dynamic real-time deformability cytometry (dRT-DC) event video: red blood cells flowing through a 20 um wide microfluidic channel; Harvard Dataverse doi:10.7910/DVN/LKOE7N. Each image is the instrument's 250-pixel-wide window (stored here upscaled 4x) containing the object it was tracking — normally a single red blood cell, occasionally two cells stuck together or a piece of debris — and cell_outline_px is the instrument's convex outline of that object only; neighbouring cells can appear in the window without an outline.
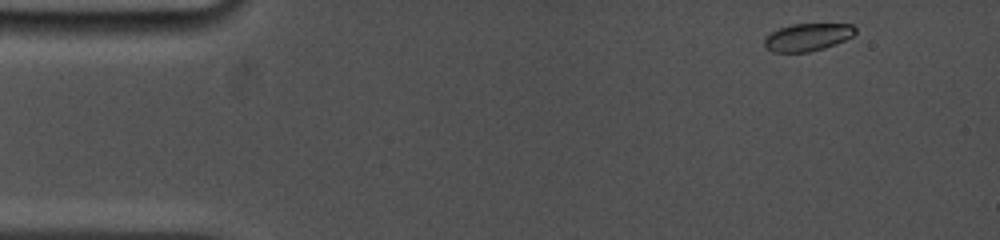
{"species": "common noctule bat (a hibernating species)", "species_latin": "Nyctalus noctula", "temperature_condition": "cold", "stored_images_in_passage": 14, "camera_frame_rate_fps": 5000, "um_per_image_px": 0.085, "animal": {"sex": "female", "body_mass_g": 19.0, "forearm_length_mm": 53.3}, "frame": {"image": 1, "passage_image": 2, "time_ms": 0.2, "image_size_px": [1000, 240], "cell_outline_px": [[856, 32], [852, 36], [836, 44], [824, 48], [808, 52], [772, 52], [764, 44], [764, 40], [772, 32], [780, 28], [792, 24], [852, 24], [856, 28]], "centroid_in_image_um": [68.67, 3.16], "position_along_channel_um": 16.3, "area_um2": 14.45}}
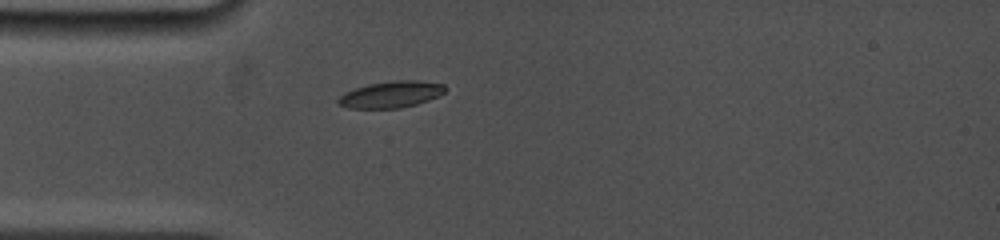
{"frame": {"image": 2, "passage_image": 11, "time_ms": 3.4, "image_size_px": [1000, 240], "cell_outline_px": [[448, 88], [440, 96], [416, 104], [400, 108], [348, 108], [336, 104], [336, 100], [344, 92], [368, 84], [392, 80], [416, 80], [444, 84]], "centroid_in_image_um": [33.24, 8.02], "position_along_channel_um": 51.8, "area_um2": 16.7}}
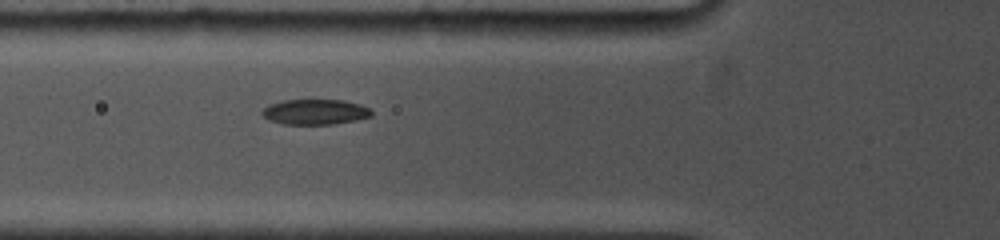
{"frame": {"image": 3, "passage_image": 14, "time_ms": 4.8, "image_size_px": [1000, 240], "cell_outline_px": [[372, 116], [356, 120], [332, 124], [280, 124], [268, 120], [260, 112], [268, 104], [284, 100], [344, 100], [360, 104], [368, 108], [372, 112]], "centroid_in_image_um": [26.75, 9.51], "position_along_channel_um": 99.0, "area_um2": 16.18}}